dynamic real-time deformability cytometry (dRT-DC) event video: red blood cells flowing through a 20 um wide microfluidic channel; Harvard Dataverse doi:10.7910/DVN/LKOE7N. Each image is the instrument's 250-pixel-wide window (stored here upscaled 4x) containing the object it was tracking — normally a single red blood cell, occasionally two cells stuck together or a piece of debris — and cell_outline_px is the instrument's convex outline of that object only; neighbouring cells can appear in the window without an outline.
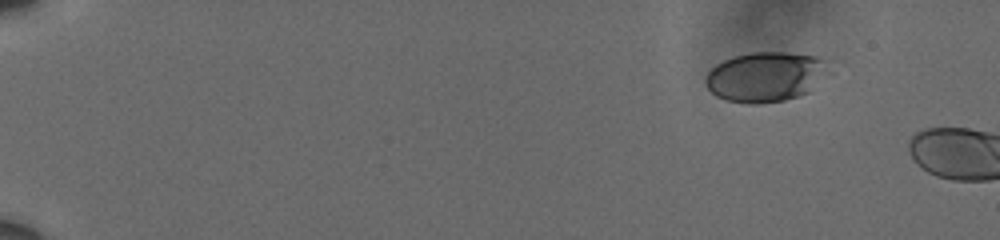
{"species": "human", "species_latin": "Homo sapiens", "temperature_condition": "cold", "stored_images_in_passage": 5, "camera_frame_rate_fps": 3000, "um_per_image_px": 0.085, "donor": {"sex": "male"}, "frame": {"image": 1, "passage_image": 1, "time_ms": 0.0, "image_size_px": [1000, 240], "cell_outline_px": [[832, 76], [808, 92], [784, 100], [760, 104], [748, 104], [724, 100], [716, 96], [704, 84], [704, 80], [708, 72], [716, 64], [724, 60], [736, 56], [752, 52], [788, 52], [816, 56], [824, 60], [832, 72]], "centroid_in_image_um": [65.13, 6.53], "position_along_channel_um": 19.9, "area_um2": 36.47}}